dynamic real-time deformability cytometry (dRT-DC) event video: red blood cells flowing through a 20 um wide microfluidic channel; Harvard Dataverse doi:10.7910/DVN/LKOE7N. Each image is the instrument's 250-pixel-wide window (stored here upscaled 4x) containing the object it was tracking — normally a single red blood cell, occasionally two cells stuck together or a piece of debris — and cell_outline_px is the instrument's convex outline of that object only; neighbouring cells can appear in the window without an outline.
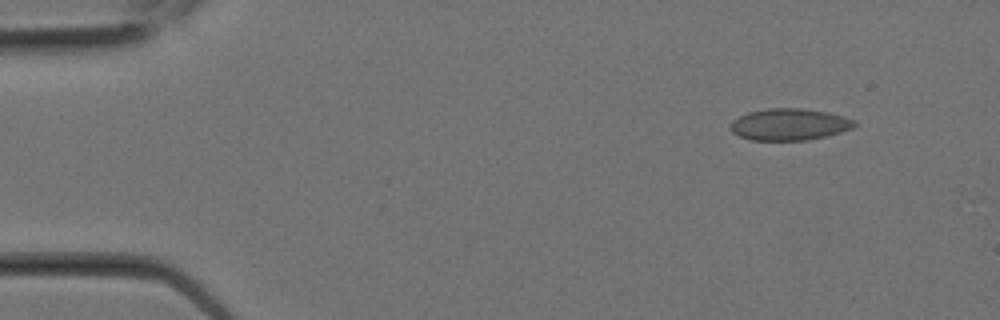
{"species": "Egyptian fruit bat (a non-hibernating species)", "species_latin": "Rousettus aegyptiacus", "temperature_condition": "room temperature", "stored_images_in_passage": 2, "camera_frame_rate_fps": 3000, "um_per_image_px": 0.085, "animal": {"sex": "female"}, "frame": {"image": 1, "passage_image": 1, "time_ms": 0.0, "image_size_px": [1000, 320], "cell_outline_px": [[856, 124], [852, 128], [840, 132], [808, 140], [752, 140], [740, 136], [732, 132], [732, 120], [748, 112], [768, 108], [800, 108], [828, 112], [844, 116], [856, 120]], "centroid_in_image_um": [67.12, 10.57], "position_along_channel_um": 17.9, "area_um2": 22.77}}